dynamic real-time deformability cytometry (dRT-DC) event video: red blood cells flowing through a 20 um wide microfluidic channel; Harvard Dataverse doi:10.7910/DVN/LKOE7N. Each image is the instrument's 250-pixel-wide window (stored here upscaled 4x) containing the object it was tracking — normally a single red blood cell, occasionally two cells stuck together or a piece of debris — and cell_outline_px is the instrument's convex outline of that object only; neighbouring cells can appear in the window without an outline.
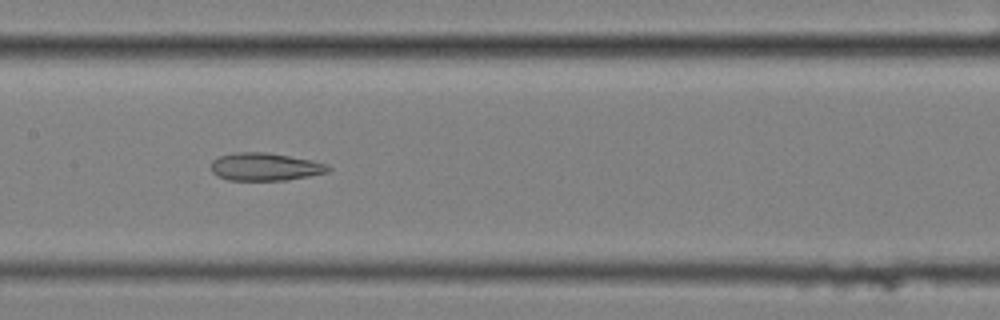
{"species": "common noctule bat (a hibernating species)", "species_latin": "Nyctalus noctula", "temperature_condition": "cold", "stored_images_in_passage": 8, "camera_frame_rate_fps": 3000, "um_per_image_px": 0.085, "animal": {"sex": "female", "body_mass_g": 25.1}, "frame": {"image": 1, "passage_image": 7, "time_ms": 2.0, "image_size_px": [1000, 320], "cell_outline_px": [[332, 168], [328, 172], [288, 180], [228, 180], [216, 176], [212, 172], [212, 160], [220, 156], [236, 152], [268, 152], [312, 160], [328, 164]], "centroid_in_image_um": [22.55, 14.17], "position_along_channel_um": 184.9, "area_um2": 19.07}}
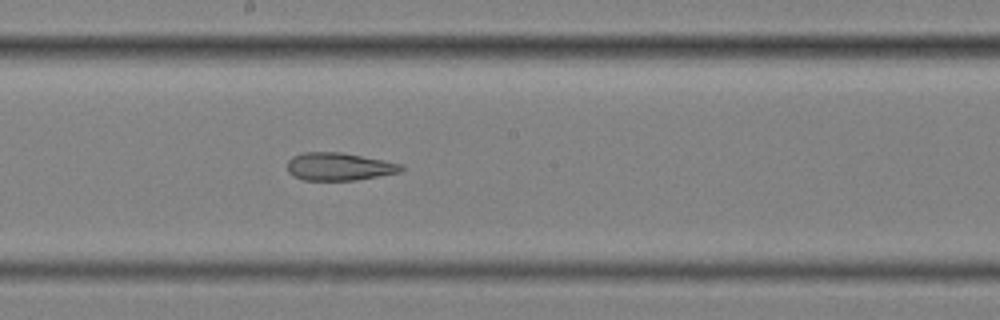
{"frame": {"image": 2, "passage_image": 8, "time_ms": 2.333, "image_size_px": [1000, 320], "cell_outline_px": [[404, 168], [400, 172], [356, 180], [304, 180], [288, 172], [288, 160], [292, 156], [304, 152], [340, 152], [384, 160], [404, 164]], "centroid_in_image_um": [28.84, 14.15], "position_along_channel_um": 219.4, "area_um2": 18.38}}